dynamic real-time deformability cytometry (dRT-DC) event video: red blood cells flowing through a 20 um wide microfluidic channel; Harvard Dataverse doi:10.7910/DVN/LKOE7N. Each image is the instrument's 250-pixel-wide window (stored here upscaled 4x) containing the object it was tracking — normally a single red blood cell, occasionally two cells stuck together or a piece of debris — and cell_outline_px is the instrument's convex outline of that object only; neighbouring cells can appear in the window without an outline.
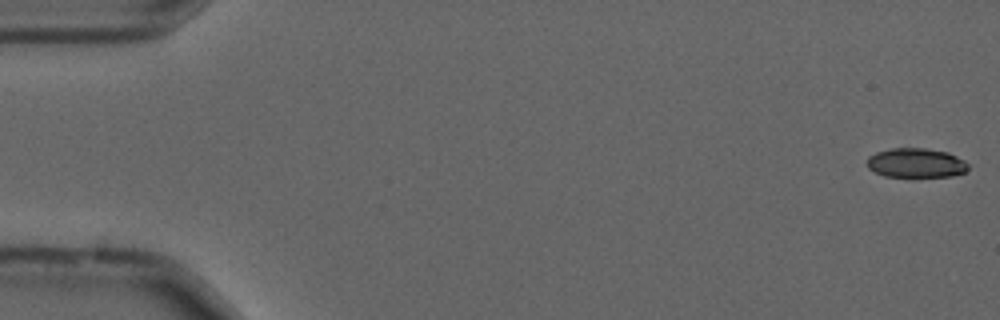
{"species": "common noctule bat (a hibernating species)", "species_latin": "Nyctalus noctula", "temperature_condition": "cold", "stored_images_in_passage": 48, "camera_frame_rate_fps": 3000, "um_per_image_px": 0.085, "animal": {"sex": "male", "forearm_length_mm": 52.5}, "frame": {"image": 1, "passage_image": 1, "time_ms": 0.0, "image_size_px": [1000, 320], "cell_outline_px": [[968, 168], [964, 172], [952, 176], [884, 176], [868, 168], [868, 156], [876, 152], [892, 148], [924, 148], [948, 152], [964, 160], [968, 164]], "centroid_in_image_um": [77.86, 13.84], "position_along_channel_um": 7.1, "area_um2": 17.17}}
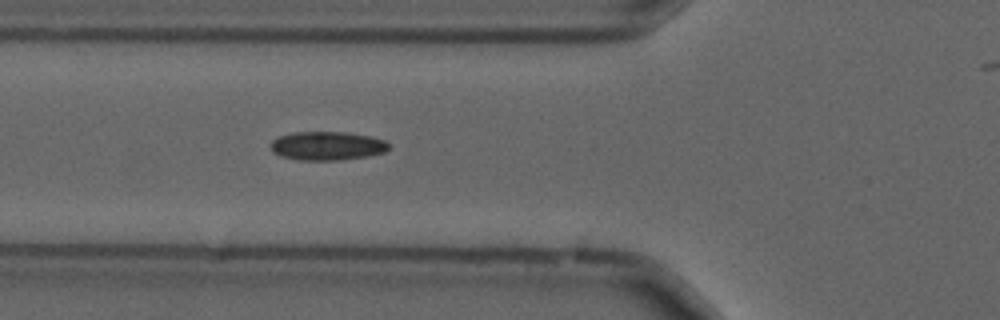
{"frame": {"image": 2, "passage_image": 20, "time_ms": 6.333, "image_size_px": [1000, 320], "cell_outline_px": [[388, 148], [384, 152], [368, 156], [340, 160], [296, 160], [280, 156], [272, 152], [272, 140], [280, 136], [292, 132], [348, 132], [368, 136], [384, 140], [388, 144]], "centroid_in_image_um": [27.78, 12.4], "position_along_channel_um": 98.0, "area_um2": 19.71}}
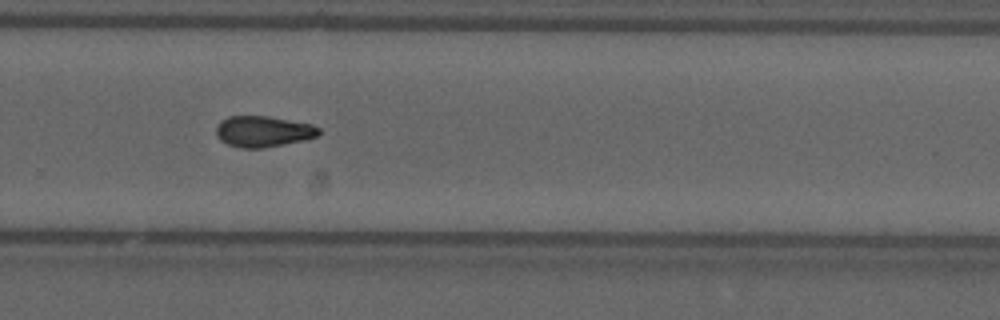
{"frame": {"image": 3, "passage_image": 37, "time_ms": 12.0, "image_size_px": [1000, 320], "cell_outline_px": [[320, 132], [316, 136], [304, 140], [260, 148], [244, 148], [228, 144], [220, 140], [216, 132], [216, 128], [220, 120], [228, 116], [268, 116], [312, 124], [320, 128]], "centroid_in_image_um": [22.36, 11.16], "position_along_channel_um": 307.4, "area_um2": 18.38}}